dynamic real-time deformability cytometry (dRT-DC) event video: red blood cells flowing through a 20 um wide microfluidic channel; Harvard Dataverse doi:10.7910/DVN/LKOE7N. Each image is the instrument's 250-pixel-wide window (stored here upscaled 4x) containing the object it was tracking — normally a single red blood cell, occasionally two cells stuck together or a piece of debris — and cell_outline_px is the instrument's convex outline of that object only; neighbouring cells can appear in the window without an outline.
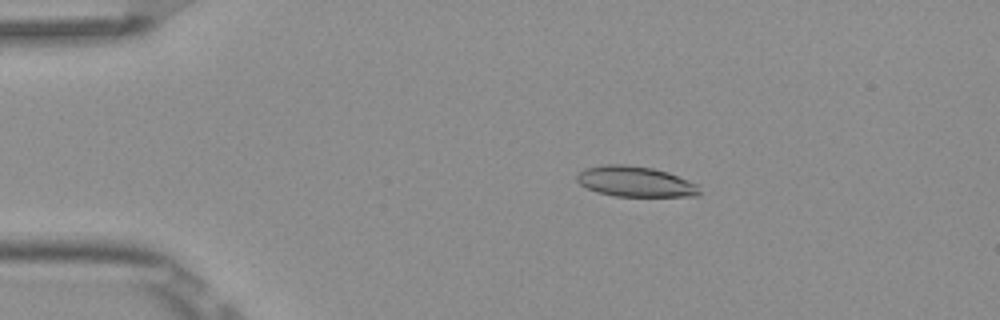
{"species": "Egyptian fruit bat (a non-hibernating species)", "species_latin": "Rousettus aegyptiacus", "temperature_condition": "room temperature", "stored_images_in_passage": 5, "camera_frame_rate_fps": 3000, "um_per_image_px": 0.085, "frame": {"image": 1, "passage_image": 3, "time_ms": 0.667, "image_size_px": [1000, 320], "cell_outline_px": [[700, 196], [616, 196], [596, 192], [580, 184], [576, 180], [576, 176], [584, 168], [604, 164], [624, 164], [652, 168], [668, 172], [700, 184]], "centroid_in_image_um": [54.03, 15.43], "position_along_channel_um": 31.0, "area_um2": 21.96}}
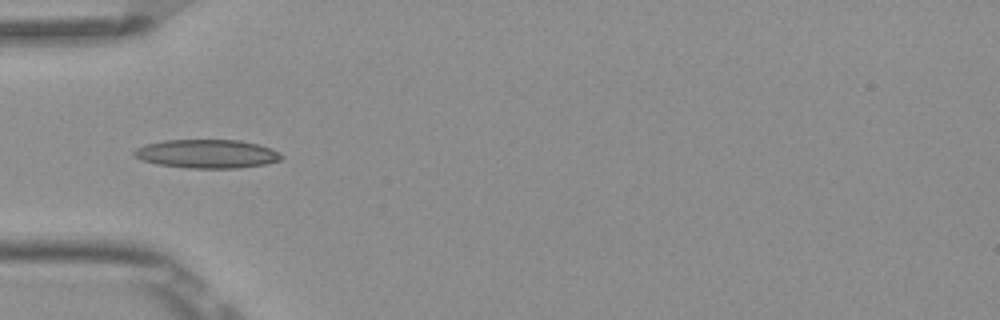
{"frame": {"image": 2, "passage_image": 5, "time_ms": 1.333, "image_size_px": [1000, 320], "cell_outline_px": [[284, 156], [280, 160], [264, 164], [236, 168], [188, 168], [156, 164], [140, 160], [132, 156], [132, 152], [136, 148], [144, 144], [164, 140], [240, 140], [272, 148], [280, 152]], "centroid_in_image_um": [17.55, 13.07], "position_along_channel_um": 67.5, "area_um2": 24.8}}